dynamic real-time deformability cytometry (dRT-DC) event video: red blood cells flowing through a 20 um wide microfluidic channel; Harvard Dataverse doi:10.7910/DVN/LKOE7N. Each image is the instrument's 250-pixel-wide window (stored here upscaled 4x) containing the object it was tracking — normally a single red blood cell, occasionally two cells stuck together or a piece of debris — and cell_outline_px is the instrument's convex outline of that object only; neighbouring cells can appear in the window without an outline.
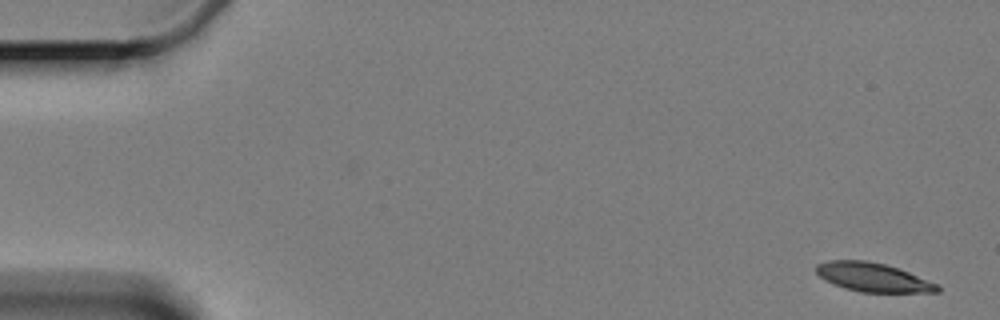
{"species": "Egyptian fruit bat (a non-hibernating species)", "species_latin": "Rousettus aegyptiacus", "temperature_condition": "cold", "stored_images_in_passage": 5, "camera_frame_rate_fps": 3000, "um_per_image_px": 0.085, "animal": {"sex": "female"}, "frame": {"image": 1, "passage_image": 1, "time_ms": 0.0, "image_size_px": [1000, 320], "cell_outline_px": [[940, 292], [860, 292], [844, 288], [824, 280], [816, 272], [816, 264], [828, 260], [864, 260], [884, 264], [908, 272], [940, 284]], "centroid_in_image_um": [74.2, 23.57], "position_along_channel_um": 10.8, "area_um2": 20.35}}
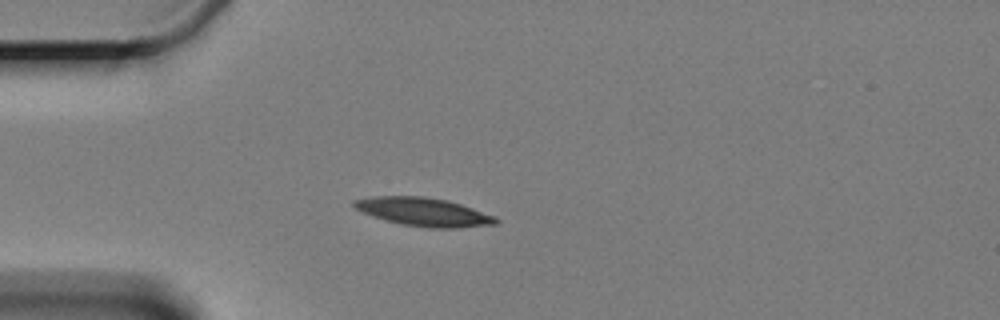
{"frame": {"image": 2, "passage_image": 5, "time_ms": 4.667, "image_size_px": [1000, 320], "cell_outline_px": [[500, 220], [496, 224], [456, 228], [428, 228], [400, 224], [384, 220], [360, 212], [352, 204], [352, 200], [372, 196], [424, 196], [448, 200], [496, 216]], "centroid_in_image_um": [35.98, 18.01], "position_along_channel_um": 49.0, "area_um2": 23.7}}